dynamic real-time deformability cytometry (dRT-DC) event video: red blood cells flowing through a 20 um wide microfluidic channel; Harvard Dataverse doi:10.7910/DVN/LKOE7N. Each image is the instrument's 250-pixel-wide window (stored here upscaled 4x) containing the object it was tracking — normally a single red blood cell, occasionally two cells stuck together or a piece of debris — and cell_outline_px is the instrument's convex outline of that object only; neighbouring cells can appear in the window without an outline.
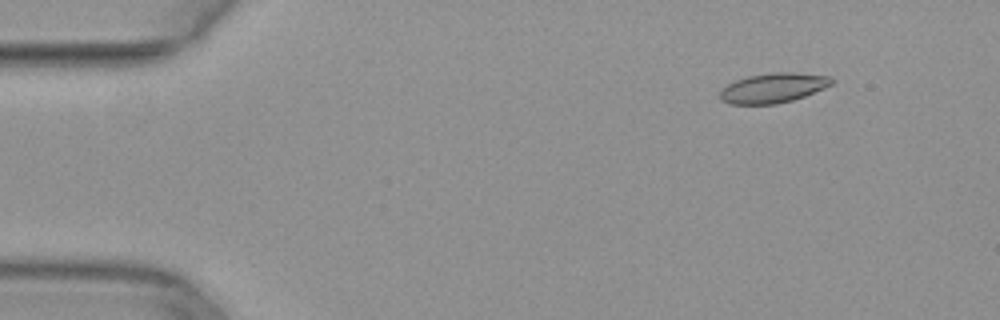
{"species": "common noctule bat (a hibernating species)", "species_latin": "Nyctalus noctula", "temperature_condition": "warm", "stored_images_in_passage": 46, "camera_frame_rate_fps": 3000, "um_per_image_px": 0.085, "animal": {"sex": "female", "body_mass_g": 29.2, "forearm_length_mm": 56.3}, "frame": {"image": 1, "passage_image": 1, "time_ms": 0.0, "image_size_px": [1000, 320], "cell_outline_px": [[836, 80], [832, 84], [824, 88], [804, 96], [792, 100], [776, 104], [728, 104], [720, 100], [720, 92], [728, 84], [736, 80], [748, 76], [772, 72], [792, 72], [832, 76]], "centroid_in_image_um": [65.74, 7.47], "position_along_channel_um": 19.3, "area_um2": 19.42}}
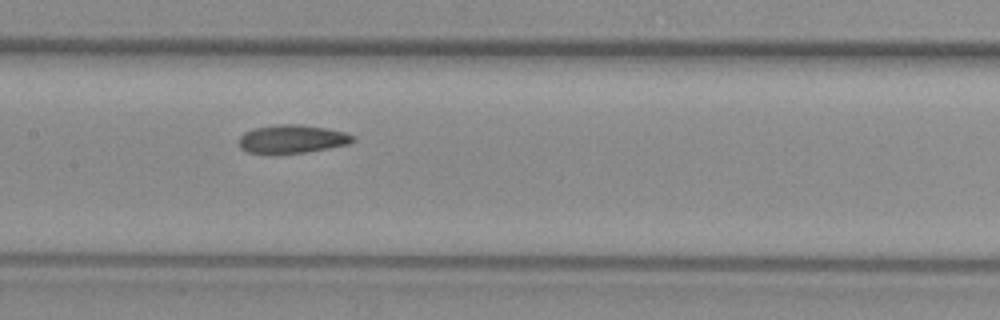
{"frame": {"image": 2, "passage_image": 20, "time_ms": 6.333, "image_size_px": [1000, 320], "cell_outline_px": [[356, 140], [348, 144], [304, 152], [248, 152], [240, 148], [240, 136], [244, 132], [252, 128], [280, 124], [300, 124], [324, 128], [344, 132], [356, 136]], "centroid_in_image_um": [24.84, 11.79], "position_along_channel_um": 182.6, "area_um2": 18.38}}
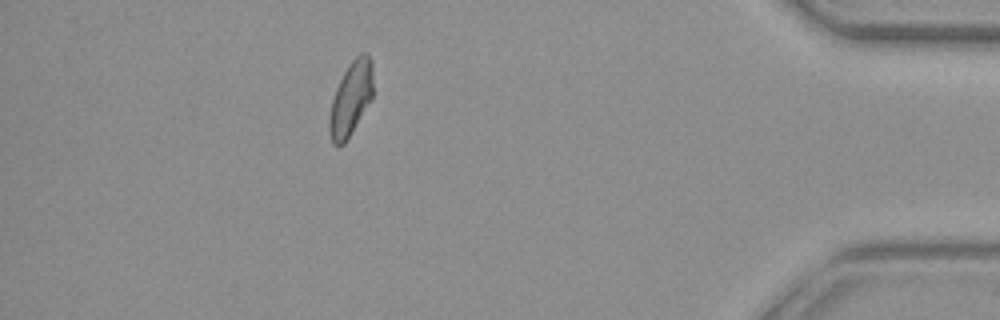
{"frame": {"image": 3, "passage_image": 40, "time_ms": 13.0, "image_size_px": [1000, 320], "cell_outline_px": [[372, 100], [344, 144], [332, 144], [328, 132], [328, 116], [332, 100], [336, 88], [348, 64], [360, 52], [368, 52], [372, 60]], "centroid_in_image_um": [29.81, 8.36], "position_along_channel_um": 405.4, "area_um2": 19.07}}